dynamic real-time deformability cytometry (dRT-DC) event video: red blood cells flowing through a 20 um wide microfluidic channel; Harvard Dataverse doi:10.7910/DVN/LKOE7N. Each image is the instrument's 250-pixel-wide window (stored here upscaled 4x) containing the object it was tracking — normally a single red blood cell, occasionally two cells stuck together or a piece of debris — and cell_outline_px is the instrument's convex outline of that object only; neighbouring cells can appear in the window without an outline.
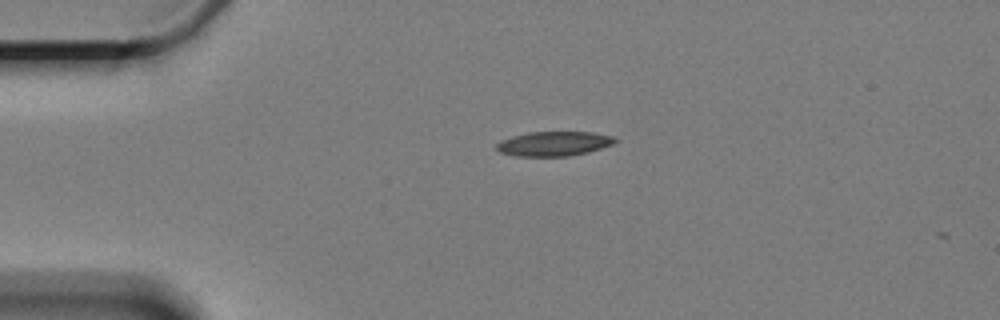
{"species": "Egyptian fruit bat (a non-hibernating species)", "species_latin": "Rousettus aegyptiacus", "temperature_condition": "cold", "stored_images_in_passage": 3, "camera_frame_rate_fps": 3000, "um_per_image_px": 0.085, "animal": {"sex": "female"}, "frame": {"image": 1, "passage_image": 1, "time_ms": 0.0, "image_size_px": [1000, 320], "cell_outline_px": [[620, 140], [612, 144], [588, 152], [568, 156], [512, 156], [500, 152], [496, 148], [496, 144], [500, 140], [512, 136], [528, 132], [592, 132], [616, 136]], "centroid_in_image_um": [47.09, 12.21], "position_along_channel_um": 37.9, "area_um2": 17.11}}